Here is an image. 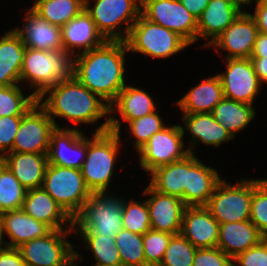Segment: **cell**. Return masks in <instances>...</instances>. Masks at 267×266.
Returning <instances> with one entry per match:
<instances>
[{
	"label": "cell",
	"mask_w": 267,
	"mask_h": 266,
	"mask_svg": "<svg viewBox=\"0 0 267 266\" xmlns=\"http://www.w3.org/2000/svg\"><path fill=\"white\" fill-rule=\"evenodd\" d=\"M125 41H105L101 46L77 54L73 76L109 106L125 83Z\"/></svg>",
	"instance_id": "6da1fadb"
},
{
	"label": "cell",
	"mask_w": 267,
	"mask_h": 266,
	"mask_svg": "<svg viewBox=\"0 0 267 266\" xmlns=\"http://www.w3.org/2000/svg\"><path fill=\"white\" fill-rule=\"evenodd\" d=\"M104 102L74 76L46 89L37 98V103L47 112L55 127H60L55 122L58 117L68 119L75 125L97 123L99 119L110 114L109 105Z\"/></svg>",
	"instance_id": "7a4b0ae2"
},
{
	"label": "cell",
	"mask_w": 267,
	"mask_h": 266,
	"mask_svg": "<svg viewBox=\"0 0 267 266\" xmlns=\"http://www.w3.org/2000/svg\"><path fill=\"white\" fill-rule=\"evenodd\" d=\"M120 128L117 117L109 115L93 137H88L87 155L81 172L91 193H106L110 185L121 147Z\"/></svg>",
	"instance_id": "3957f363"
},
{
	"label": "cell",
	"mask_w": 267,
	"mask_h": 266,
	"mask_svg": "<svg viewBox=\"0 0 267 266\" xmlns=\"http://www.w3.org/2000/svg\"><path fill=\"white\" fill-rule=\"evenodd\" d=\"M72 56L64 50L44 51L26 47L20 82H29L30 90L35 87L33 94L38 98L46 89L73 77Z\"/></svg>",
	"instance_id": "277c9868"
},
{
	"label": "cell",
	"mask_w": 267,
	"mask_h": 266,
	"mask_svg": "<svg viewBox=\"0 0 267 266\" xmlns=\"http://www.w3.org/2000/svg\"><path fill=\"white\" fill-rule=\"evenodd\" d=\"M124 199L106 193H92L73 218L76 234H97L115 238L122 230Z\"/></svg>",
	"instance_id": "5b68a950"
},
{
	"label": "cell",
	"mask_w": 267,
	"mask_h": 266,
	"mask_svg": "<svg viewBox=\"0 0 267 266\" xmlns=\"http://www.w3.org/2000/svg\"><path fill=\"white\" fill-rule=\"evenodd\" d=\"M125 43L131 53L158 59L173 56L190 46L176 32L149 21L142 14L130 28Z\"/></svg>",
	"instance_id": "8992f818"
},
{
	"label": "cell",
	"mask_w": 267,
	"mask_h": 266,
	"mask_svg": "<svg viewBox=\"0 0 267 266\" xmlns=\"http://www.w3.org/2000/svg\"><path fill=\"white\" fill-rule=\"evenodd\" d=\"M42 187L72 219L92 194L80 169L52 164L46 167Z\"/></svg>",
	"instance_id": "52a82bcc"
},
{
	"label": "cell",
	"mask_w": 267,
	"mask_h": 266,
	"mask_svg": "<svg viewBox=\"0 0 267 266\" xmlns=\"http://www.w3.org/2000/svg\"><path fill=\"white\" fill-rule=\"evenodd\" d=\"M141 7L142 0H95L92 8L85 4V10L106 41H125L130 28L141 15ZM124 24L122 31L120 26Z\"/></svg>",
	"instance_id": "ba28073f"
},
{
	"label": "cell",
	"mask_w": 267,
	"mask_h": 266,
	"mask_svg": "<svg viewBox=\"0 0 267 266\" xmlns=\"http://www.w3.org/2000/svg\"><path fill=\"white\" fill-rule=\"evenodd\" d=\"M73 229L52 230L44 237L35 238L18 247L26 266H77L83 261L79 252L65 238Z\"/></svg>",
	"instance_id": "9c48e42d"
},
{
	"label": "cell",
	"mask_w": 267,
	"mask_h": 266,
	"mask_svg": "<svg viewBox=\"0 0 267 266\" xmlns=\"http://www.w3.org/2000/svg\"><path fill=\"white\" fill-rule=\"evenodd\" d=\"M252 180L234 186L221 180L205 207L219 224L250 220Z\"/></svg>",
	"instance_id": "30bf717a"
},
{
	"label": "cell",
	"mask_w": 267,
	"mask_h": 266,
	"mask_svg": "<svg viewBox=\"0 0 267 266\" xmlns=\"http://www.w3.org/2000/svg\"><path fill=\"white\" fill-rule=\"evenodd\" d=\"M184 128L181 125L166 126L155 133L138 151L140 166L149 174L155 169L184 159L190 154L183 142Z\"/></svg>",
	"instance_id": "8fae6325"
},
{
	"label": "cell",
	"mask_w": 267,
	"mask_h": 266,
	"mask_svg": "<svg viewBox=\"0 0 267 266\" xmlns=\"http://www.w3.org/2000/svg\"><path fill=\"white\" fill-rule=\"evenodd\" d=\"M141 14L149 21L176 32L189 45L197 41V19L179 0H142Z\"/></svg>",
	"instance_id": "7c38bea8"
},
{
	"label": "cell",
	"mask_w": 267,
	"mask_h": 266,
	"mask_svg": "<svg viewBox=\"0 0 267 266\" xmlns=\"http://www.w3.org/2000/svg\"><path fill=\"white\" fill-rule=\"evenodd\" d=\"M55 124L47 112L34 104L21 118L10 152L47 154Z\"/></svg>",
	"instance_id": "4fadbf2b"
},
{
	"label": "cell",
	"mask_w": 267,
	"mask_h": 266,
	"mask_svg": "<svg viewBox=\"0 0 267 266\" xmlns=\"http://www.w3.org/2000/svg\"><path fill=\"white\" fill-rule=\"evenodd\" d=\"M226 72L218 75L224 97L253 105L261 83L250 58L226 59Z\"/></svg>",
	"instance_id": "5bb4252c"
},
{
	"label": "cell",
	"mask_w": 267,
	"mask_h": 266,
	"mask_svg": "<svg viewBox=\"0 0 267 266\" xmlns=\"http://www.w3.org/2000/svg\"><path fill=\"white\" fill-rule=\"evenodd\" d=\"M88 137L77 128L56 127L52 133L47 153L48 164L80 169L86 159Z\"/></svg>",
	"instance_id": "9a60e30c"
},
{
	"label": "cell",
	"mask_w": 267,
	"mask_h": 266,
	"mask_svg": "<svg viewBox=\"0 0 267 266\" xmlns=\"http://www.w3.org/2000/svg\"><path fill=\"white\" fill-rule=\"evenodd\" d=\"M259 31L254 18L243 11L209 46L228 52L226 59L250 58Z\"/></svg>",
	"instance_id": "2e32d148"
},
{
	"label": "cell",
	"mask_w": 267,
	"mask_h": 266,
	"mask_svg": "<svg viewBox=\"0 0 267 266\" xmlns=\"http://www.w3.org/2000/svg\"><path fill=\"white\" fill-rule=\"evenodd\" d=\"M150 215L151 229L178 234L181 231L183 212L186 207L183 200L171 195L159 193L150 185L144 190Z\"/></svg>",
	"instance_id": "e0dca14e"
},
{
	"label": "cell",
	"mask_w": 267,
	"mask_h": 266,
	"mask_svg": "<svg viewBox=\"0 0 267 266\" xmlns=\"http://www.w3.org/2000/svg\"><path fill=\"white\" fill-rule=\"evenodd\" d=\"M218 221L205 206H186L180 234L196 248L217 247Z\"/></svg>",
	"instance_id": "ac0fdd59"
},
{
	"label": "cell",
	"mask_w": 267,
	"mask_h": 266,
	"mask_svg": "<svg viewBox=\"0 0 267 266\" xmlns=\"http://www.w3.org/2000/svg\"><path fill=\"white\" fill-rule=\"evenodd\" d=\"M221 180L215 168L206 166L190 153L187 155V188L184 190V204L205 206Z\"/></svg>",
	"instance_id": "d6986e66"
},
{
	"label": "cell",
	"mask_w": 267,
	"mask_h": 266,
	"mask_svg": "<svg viewBox=\"0 0 267 266\" xmlns=\"http://www.w3.org/2000/svg\"><path fill=\"white\" fill-rule=\"evenodd\" d=\"M21 209L52 230L73 229V219L43 187L27 190Z\"/></svg>",
	"instance_id": "ffe728a7"
},
{
	"label": "cell",
	"mask_w": 267,
	"mask_h": 266,
	"mask_svg": "<svg viewBox=\"0 0 267 266\" xmlns=\"http://www.w3.org/2000/svg\"><path fill=\"white\" fill-rule=\"evenodd\" d=\"M60 29L63 50L71 53L73 57L76 55V48H83V53L101 46L106 41L85 8Z\"/></svg>",
	"instance_id": "44dd1931"
},
{
	"label": "cell",
	"mask_w": 267,
	"mask_h": 266,
	"mask_svg": "<svg viewBox=\"0 0 267 266\" xmlns=\"http://www.w3.org/2000/svg\"><path fill=\"white\" fill-rule=\"evenodd\" d=\"M23 27L14 29L26 47L37 50H63L61 29L44 20L32 8L26 12Z\"/></svg>",
	"instance_id": "7402d4cb"
},
{
	"label": "cell",
	"mask_w": 267,
	"mask_h": 266,
	"mask_svg": "<svg viewBox=\"0 0 267 266\" xmlns=\"http://www.w3.org/2000/svg\"><path fill=\"white\" fill-rule=\"evenodd\" d=\"M242 12L230 0H210L197 19V41L210 38L203 45L208 47Z\"/></svg>",
	"instance_id": "603a6c76"
},
{
	"label": "cell",
	"mask_w": 267,
	"mask_h": 266,
	"mask_svg": "<svg viewBox=\"0 0 267 266\" xmlns=\"http://www.w3.org/2000/svg\"><path fill=\"white\" fill-rule=\"evenodd\" d=\"M0 221L3 234H7L11 240L6 245L11 248H18L27 241L44 237L52 231L49 226L35 220L22 209L1 213Z\"/></svg>",
	"instance_id": "cb8c5ba5"
},
{
	"label": "cell",
	"mask_w": 267,
	"mask_h": 266,
	"mask_svg": "<svg viewBox=\"0 0 267 266\" xmlns=\"http://www.w3.org/2000/svg\"><path fill=\"white\" fill-rule=\"evenodd\" d=\"M3 163L27 190L42 187L47 154L9 152L3 156Z\"/></svg>",
	"instance_id": "d4e9b609"
},
{
	"label": "cell",
	"mask_w": 267,
	"mask_h": 266,
	"mask_svg": "<svg viewBox=\"0 0 267 266\" xmlns=\"http://www.w3.org/2000/svg\"><path fill=\"white\" fill-rule=\"evenodd\" d=\"M263 237L250 220L222 223L217 248L233 260L238 254L257 245Z\"/></svg>",
	"instance_id": "484cf974"
},
{
	"label": "cell",
	"mask_w": 267,
	"mask_h": 266,
	"mask_svg": "<svg viewBox=\"0 0 267 266\" xmlns=\"http://www.w3.org/2000/svg\"><path fill=\"white\" fill-rule=\"evenodd\" d=\"M185 129L191 132L192 139L188 150L194 154L197 141L205 145L219 147L222 143L234 139L233 136L215 119L212 113H183ZM197 140V141H196Z\"/></svg>",
	"instance_id": "4316f807"
},
{
	"label": "cell",
	"mask_w": 267,
	"mask_h": 266,
	"mask_svg": "<svg viewBox=\"0 0 267 266\" xmlns=\"http://www.w3.org/2000/svg\"><path fill=\"white\" fill-rule=\"evenodd\" d=\"M26 54L19 34L13 29L0 39V86H11L20 83L22 63Z\"/></svg>",
	"instance_id": "83f0119b"
},
{
	"label": "cell",
	"mask_w": 267,
	"mask_h": 266,
	"mask_svg": "<svg viewBox=\"0 0 267 266\" xmlns=\"http://www.w3.org/2000/svg\"><path fill=\"white\" fill-rule=\"evenodd\" d=\"M223 98L221 81L216 74L191 88L176 104L182 109L183 113H212L214 107Z\"/></svg>",
	"instance_id": "f1b7e54d"
},
{
	"label": "cell",
	"mask_w": 267,
	"mask_h": 266,
	"mask_svg": "<svg viewBox=\"0 0 267 266\" xmlns=\"http://www.w3.org/2000/svg\"><path fill=\"white\" fill-rule=\"evenodd\" d=\"M156 111V105L151 96L134 86L126 85L109 106L110 113H119L122 121L141 118Z\"/></svg>",
	"instance_id": "f546056e"
},
{
	"label": "cell",
	"mask_w": 267,
	"mask_h": 266,
	"mask_svg": "<svg viewBox=\"0 0 267 266\" xmlns=\"http://www.w3.org/2000/svg\"><path fill=\"white\" fill-rule=\"evenodd\" d=\"M150 186L159 193L180 198L184 202L187 188V156L184 159L161 166L150 174Z\"/></svg>",
	"instance_id": "4dcf8cb0"
},
{
	"label": "cell",
	"mask_w": 267,
	"mask_h": 266,
	"mask_svg": "<svg viewBox=\"0 0 267 266\" xmlns=\"http://www.w3.org/2000/svg\"><path fill=\"white\" fill-rule=\"evenodd\" d=\"M255 111L251 104L224 97L214 107L212 115L234 138L237 132L245 129L253 120Z\"/></svg>",
	"instance_id": "1f68e13d"
},
{
	"label": "cell",
	"mask_w": 267,
	"mask_h": 266,
	"mask_svg": "<svg viewBox=\"0 0 267 266\" xmlns=\"http://www.w3.org/2000/svg\"><path fill=\"white\" fill-rule=\"evenodd\" d=\"M50 24L63 27L84 8L83 0H35L31 7Z\"/></svg>",
	"instance_id": "d6a6232c"
},
{
	"label": "cell",
	"mask_w": 267,
	"mask_h": 266,
	"mask_svg": "<svg viewBox=\"0 0 267 266\" xmlns=\"http://www.w3.org/2000/svg\"><path fill=\"white\" fill-rule=\"evenodd\" d=\"M27 189L17 180L9 168L0 165V214L21 209Z\"/></svg>",
	"instance_id": "836d02e7"
},
{
	"label": "cell",
	"mask_w": 267,
	"mask_h": 266,
	"mask_svg": "<svg viewBox=\"0 0 267 266\" xmlns=\"http://www.w3.org/2000/svg\"><path fill=\"white\" fill-rule=\"evenodd\" d=\"M85 248L92 251L95 265L99 266H122L121 257L115 244V238L97 234H79Z\"/></svg>",
	"instance_id": "e575fe53"
},
{
	"label": "cell",
	"mask_w": 267,
	"mask_h": 266,
	"mask_svg": "<svg viewBox=\"0 0 267 266\" xmlns=\"http://www.w3.org/2000/svg\"><path fill=\"white\" fill-rule=\"evenodd\" d=\"M122 266H147L145 262L143 235L124 228L115 236Z\"/></svg>",
	"instance_id": "d590c367"
},
{
	"label": "cell",
	"mask_w": 267,
	"mask_h": 266,
	"mask_svg": "<svg viewBox=\"0 0 267 266\" xmlns=\"http://www.w3.org/2000/svg\"><path fill=\"white\" fill-rule=\"evenodd\" d=\"M36 103L35 95L24 96L17 84L0 86V117L23 116Z\"/></svg>",
	"instance_id": "8d00e7d4"
},
{
	"label": "cell",
	"mask_w": 267,
	"mask_h": 266,
	"mask_svg": "<svg viewBox=\"0 0 267 266\" xmlns=\"http://www.w3.org/2000/svg\"><path fill=\"white\" fill-rule=\"evenodd\" d=\"M122 226L128 231L141 235L151 230L150 215L146 200L143 201V203H139L134 200L126 202L124 199L122 207Z\"/></svg>",
	"instance_id": "74e56055"
},
{
	"label": "cell",
	"mask_w": 267,
	"mask_h": 266,
	"mask_svg": "<svg viewBox=\"0 0 267 266\" xmlns=\"http://www.w3.org/2000/svg\"><path fill=\"white\" fill-rule=\"evenodd\" d=\"M194 247L180 233L172 235L160 266H193Z\"/></svg>",
	"instance_id": "f35d334b"
},
{
	"label": "cell",
	"mask_w": 267,
	"mask_h": 266,
	"mask_svg": "<svg viewBox=\"0 0 267 266\" xmlns=\"http://www.w3.org/2000/svg\"><path fill=\"white\" fill-rule=\"evenodd\" d=\"M250 221L263 236L267 234V179L252 178Z\"/></svg>",
	"instance_id": "ab89813d"
},
{
	"label": "cell",
	"mask_w": 267,
	"mask_h": 266,
	"mask_svg": "<svg viewBox=\"0 0 267 266\" xmlns=\"http://www.w3.org/2000/svg\"><path fill=\"white\" fill-rule=\"evenodd\" d=\"M156 112L157 111L128 122L131 134L133 135V138H135L133 146L137 152L155 133L166 127L165 123H163V120Z\"/></svg>",
	"instance_id": "60d3db41"
},
{
	"label": "cell",
	"mask_w": 267,
	"mask_h": 266,
	"mask_svg": "<svg viewBox=\"0 0 267 266\" xmlns=\"http://www.w3.org/2000/svg\"><path fill=\"white\" fill-rule=\"evenodd\" d=\"M172 235L152 229L143 235V250L147 266H160Z\"/></svg>",
	"instance_id": "b9f144b4"
},
{
	"label": "cell",
	"mask_w": 267,
	"mask_h": 266,
	"mask_svg": "<svg viewBox=\"0 0 267 266\" xmlns=\"http://www.w3.org/2000/svg\"><path fill=\"white\" fill-rule=\"evenodd\" d=\"M21 118L22 116L0 117V155L2 157L12 150Z\"/></svg>",
	"instance_id": "7bdbcfd3"
},
{
	"label": "cell",
	"mask_w": 267,
	"mask_h": 266,
	"mask_svg": "<svg viewBox=\"0 0 267 266\" xmlns=\"http://www.w3.org/2000/svg\"><path fill=\"white\" fill-rule=\"evenodd\" d=\"M232 262L236 266H267V242L262 239L257 245L238 254Z\"/></svg>",
	"instance_id": "ee69618b"
},
{
	"label": "cell",
	"mask_w": 267,
	"mask_h": 266,
	"mask_svg": "<svg viewBox=\"0 0 267 266\" xmlns=\"http://www.w3.org/2000/svg\"><path fill=\"white\" fill-rule=\"evenodd\" d=\"M232 259L217 247L197 248L193 266H228Z\"/></svg>",
	"instance_id": "f6af8a7d"
},
{
	"label": "cell",
	"mask_w": 267,
	"mask_h": 266,
	"mask_svg": "<svg viewBox=\"0 0 267 266\" xmlns=\"http://www.w3.org/2000/svg\"><path fill=\"white\" fill-rule=\"evenodd\" d=\"M0 266H26L18 248L6 247L0 251Z\"/></svg>",
	"instance_id": "bcb514c9"
},
{
	"label": "cell",
	"mask_w": 267,
	"mask_h": 266,
	"mask_svg": "<svg viewBox=\"0 0 267 266\" xmlns=\"http://www.w3.org/2000/svg\"><path fill=\"white\" fill-rule=\"evenodd\" d=\"M181 4L198 19L206 9L210 0H179Z\"/></svg>",
	"instance_id": "7dc6e473"
},
{
	"label": "cell",
	"mask_w": 267,
	"mask_h": 266,
	"mask_svg": "<svg viewBox=\"0 0 267 266\" xmlns=\"http://www.w3.org/2000/svg\"><path fill=\"white\" fill-rule=\"evenodd\" d=\"M250 15L254 18L258 31L267 34V4L255 6L254 14Z\"/></svg>",
	"instance_id": "c3c4849f"
},
{
	"label": "cell",
	"mask_w": 267,
	"mask_h": 266,
	"mask_svg": "<svg viewBox=\"0 0 267 266\" xmlns=\"http://www.w3.org/2000/svg\"><path fill=\"white\" fill-rule=\"evenodd\" d=\"M267 57V34L259 32L250 58Z\"/></svg>",
	"instance_id": "681fc988"
},
{
	"label": "cell",
	"mask_w": 267,
	"mask_h": 266,
	"mask_svg": "<svg viewBox=\"0 0 267 266\" xmlns=\"http://www.w3.org/2000/svg\"><path fill=\"white\" fill-rule=\"evenodd\" d=\"M250 59L261 85H263V83L267 84V57Z\"/></svg>",
	"instance_id": "f907efd6"
},
{
	"label": "cell",
	"mask_w": 267,
	"mask_h": 266,
	"mask_svg": "<svg viewBox=\"0 0 267 266\" xmlns=\"http://www.w3.org/2000/svg\"><path fill=\"white\" fill-rule=\"evenodd\" d=\"M235 6H237L240 10L242 5L251 4L252 0H230Z\"/></svg>",
	"instance_id": "816d5d0a"
},
{
	"label": "cell",
	"mask_w": 267,
	"mask_h": 266,
	"mask_svg": "<svg viewBox=\"0 0 267 266\" xmlns=\"http://www.w3.org/2000/svg\"><path fill=\"white\" fill-rule=\"evenodd\" d=\"M3 230H2V225H1V221H0V251L4 250L7 245H6V241L3 239Z\"/></svg>",
	"instance_id": "f5cc1de1"
},
{
	"label": "cell",
	"mask_w": 267,
	"mask_h": 266,
	"mask_svg": "<svg viewBox=\"0 0 267 266\" xmlns=\"http://www.w3.org/2000/svg\"><path fill=\"white\" fill-rule=\"evenodd\" d=\"M256 2V6L258 5H266L267 4V0H254ZM252 0V2H254Z\"/></svg>",
	"instance_id": "db71d44e"
},
{
	"label": "cell",
	"mask_w": 267,
	"mask_h": 266,
	"mask_svg": "<svg viewBox=\"0 0 267 266\" xmlns=\"http://www.w3.org/2000/svg\"><path fill=\"white\" fill-rule=\"evenodd\" d=\"M85 4H90V0H83Z\"/></svg>",
	"instance_id": "11a10c76"
},
{
	"label": "cell",
	"mask_w": 267,
	"mask_h": 266,
	"mask_svg": "<svg viewBox=\"0 0 267 266\" xmlns=\"http://www.w3.org/2000/svg\"><path fill=\"white\" fill-rule=\"evenodd\" d=\"M3 163V157L0 155V165Z\"/></svg>",
	"instance_id": "9f6ffc18"
},
{
	"label": "cell",
	"mask_w": 267,
	"mask_h": 266,
	"mask_svg": "<svg viewBox=\"0 0 267 266\" xmlns=\"http://www.w3.org/2000/svg\"><path fill=\"white\" fill-rule=\"evenodd\" d=\"M263 239L267 242V234L263 237Z\"/></svg>",
	"instance_id": "6f0895ef"
},
{
	"label": "cell",
	"mask_w": 267,
	"mask_h": 266,
	"mask_svg": "<svg viewBox=\"0 0 267 266\" xmlns=\"http://www.w3.org/2000/svg\"><path fill=\"white\" fill-rule=\"evenodd\" d=\"M228 266H236L233 262L231 264H229Z\"/></svg>",
	"instance_id": "680465c9"
}]
</instances>
